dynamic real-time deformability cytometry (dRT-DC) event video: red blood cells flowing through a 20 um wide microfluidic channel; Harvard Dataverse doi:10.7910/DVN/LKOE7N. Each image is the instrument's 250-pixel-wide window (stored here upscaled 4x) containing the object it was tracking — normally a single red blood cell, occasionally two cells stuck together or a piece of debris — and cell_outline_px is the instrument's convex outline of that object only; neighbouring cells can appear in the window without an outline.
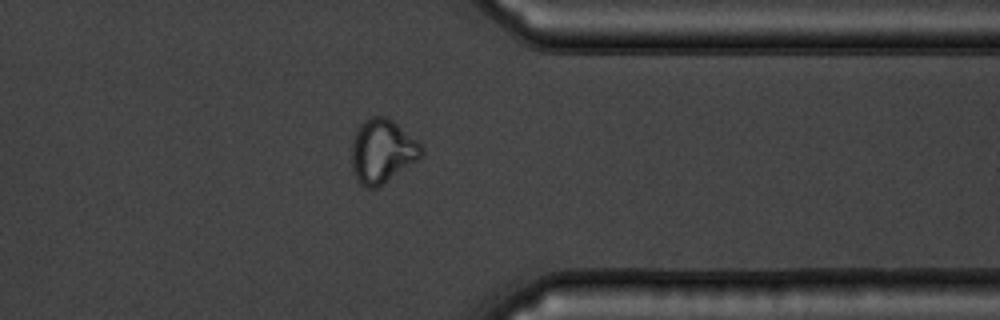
{"species": "common noctule bat (a hibernating species)", "species_latin": "Nyctalus noctula", "temperature_condition": "warm", "stored_images_in_passage": 38, "camera_frame_rate_fps": 3000, "um_per_image_px": 0.085, "animal": {"sex": "male", "body_mass_g": 19.5, "forearm_length_mm": 54.6}, "frame": {"image": 1, "passage_image": 27, "time_ms": 8.667, "image_size_px": [1000, 320], "cell_outline_px": [[424, 152], [416, 160], [376, 188], [364, 188], [360, 184], [352, 168], [352, 144], [356, 132], [360, 124], [368, 116], [384, 116], [392, 120], [416, 140], [420, 144]], "centroid_in_image_um": [32.46, 12.83], "position_along_channel_um": 378.9, "area_um2": 25.37}, "authors_computed_cell_mechanics": {"area_um2": 25.721, "velocity_mm_per_s": 3.7553, "shape_relaxation_time_tau1_ms": 6.1579, "shape_relaxation_time_tau2_ms": 1.8975, "deformation_change_tau1": 0.1157, "deformation_change_tau2": 0.0575}}